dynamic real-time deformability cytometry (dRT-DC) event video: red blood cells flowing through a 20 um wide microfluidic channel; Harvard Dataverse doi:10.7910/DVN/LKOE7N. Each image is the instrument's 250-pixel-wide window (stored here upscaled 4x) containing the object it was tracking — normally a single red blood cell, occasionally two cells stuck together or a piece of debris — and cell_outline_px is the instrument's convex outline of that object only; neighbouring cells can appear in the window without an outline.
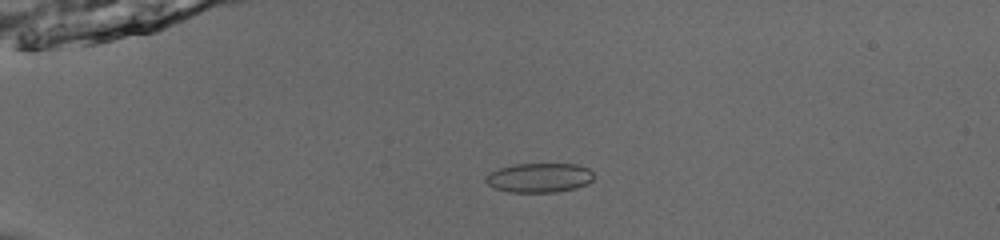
{"species": "common noctule bat (a hibernating species)", "species_latin": "Nyctalus noctula", "temperature_condition": "room temperature", "stored_images_in_passage": 43, "camera_frame_rate_fps": 3000, "um_per_image_px": 0.085, "animal": {"sex": "male", "body_mass_g": 13.0, "forearm_length_mm": 53.1}, "frame": {"image": 1, "passage_image": 4, "time_ms": 1.0, "image_size_px": [1000, 240], "cell_outline_px": [[596, 176], [588, 184], [576, 188], [556, 192], [508, 192], [496, 188], [488, 184], [484, 180], [484, 176], [488, 172], [500, 168], [516, 164], [576, 164], [588, 168]], "centroid_in_image_um": [45.85, 15.11], "position_along_channel_um": 39.2, "area_um2": 18.67}}
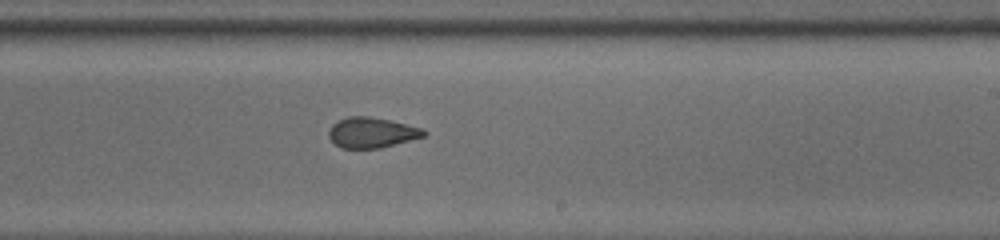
{"frame": {"image": 2, "passage_image": 24, "time_ms": 7.667, "image_size_px": [1000, 240], "cell_outline_px": [[428, 132], [424, 136], [380, 148], [340, 148], [328, 136], [328, 132], [332, 124], [336, 120], [348, 116], [368, 116], [388, 120], [424, 128]], "centroid_in_image_um": [31.58, 11.26], "position_along_channel_um": 257.4, "area_um2": 16.82}}
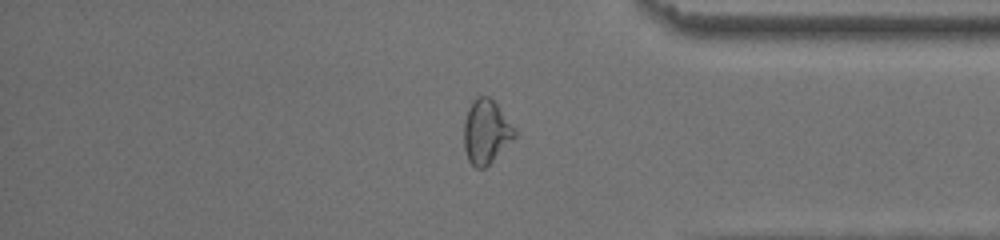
{"frame": {"image": 3, "passage_image": 35, "time_ms": 11.333, "image_size_px": [1000, 240], "cell_outline_px": [[516, 136], [484, 168], [476, 168], [468, 160], [464, 148], [464, 120], [468, 108], [472, 100], [476, 96], [488, 96], [496, 104], [516, 128]], "centroid_in_image_um": [41.3, 11.17], "position_along_channel_um": 393.9, "area_um2": 18.79}, "authors_computed_cell_mechanics": {"area_um2": 18.3804, "velocity_mm_per_s": 3.9665, "shape_relaxation_time_tau1_ms": null, "shape_relaxation_time_tau2_ms": 1.337, "deformation_change_tau1": null, "deformation_change_tau2": 0.0845}}